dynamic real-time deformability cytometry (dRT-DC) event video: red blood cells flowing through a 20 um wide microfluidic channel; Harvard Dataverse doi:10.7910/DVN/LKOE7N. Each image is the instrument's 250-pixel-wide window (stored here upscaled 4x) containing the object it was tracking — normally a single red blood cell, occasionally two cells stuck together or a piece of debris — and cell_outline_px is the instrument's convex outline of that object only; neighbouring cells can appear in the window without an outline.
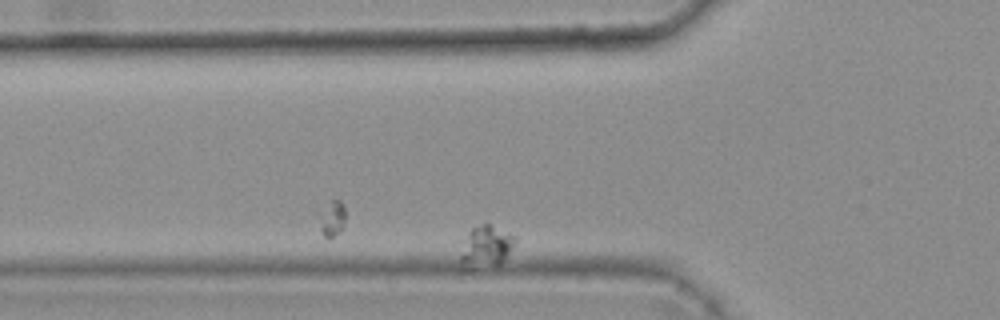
{"species": "common noctule bat (a hibernating species)", "species_latin": "Nyctalus noctula", "temperature_condition": "warm", "stored_images_in_passage": 7, "camera_frame_rate_fps": 3000, "um_per_image_px": 0.085, "animal": {"sex": "female", "body_mass_g": 25.1}, "frame": {"image": 1, "passage_image": 3, "time_ms": 0.667, "image_size_px": [1000, 320], "cell_outline_px": [[516, 236], [504, 260], [500, 264], [472, 268], [460, 260], [460, 256], [468, 232], [472, 228], [484, 224], [488, 224]], "centroid_in_image_um": [41.31, 20.94], "position_along_channel_um": 84.5, "area_um2": 12.43}}
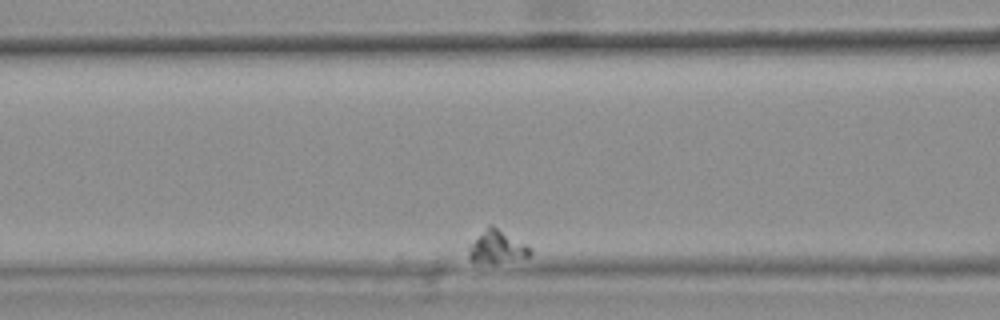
{"frame": {"image": 2, "passage_image": 5, "time_ms": 1.333, "image_size_px": [1000, 320], "cell_outline_px": [[532, 252], [528, 256], [496, 260], [472, 260], [468, 256], [468, 244], [488, 224], [492, 224], [528, 244]], "centroid_in_image_um": [42.22, 20.86], "position_along_channel_um": 124.4, "area_um2": 11.21}}